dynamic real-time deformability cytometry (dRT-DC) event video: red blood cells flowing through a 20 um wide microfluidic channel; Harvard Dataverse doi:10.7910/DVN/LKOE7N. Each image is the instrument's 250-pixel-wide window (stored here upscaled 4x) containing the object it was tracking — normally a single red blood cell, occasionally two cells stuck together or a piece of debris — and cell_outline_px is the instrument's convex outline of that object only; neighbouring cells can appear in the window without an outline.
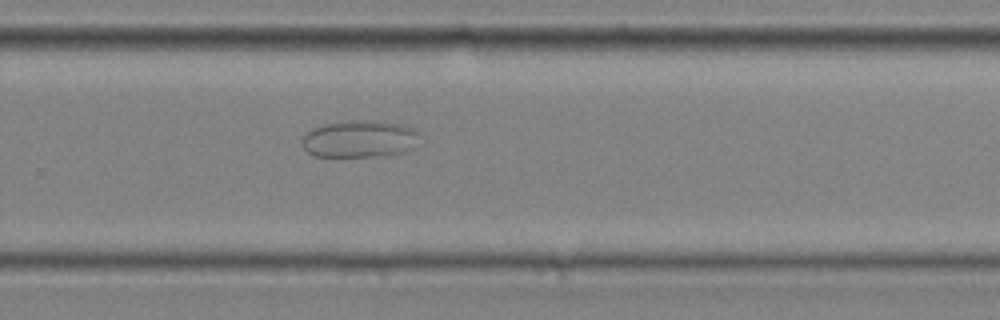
{"species": "common noctule bat (a hibernating species)", "species_latin": "Nyctalus noctula", "temperature_condition": "cold", "stored_images_in_passage": 41, "camera_frame_rate_fps": 3000, "um_per_image_px": 0.085, "animal": {"sex": "male", "body_mass_g": 20.4}, "frame": {"image": 1, "passage_image": 30, "time_ms": 9.667, "image_size_px": [1000, 320], "cell_outline_px": [[424, 132], [416, 148], [404, 152], [384, 156], [312, 156], [304, 148], [304, 136], [312, 128], [324, 124], [356, 120], [376, 120], [404, 124], [416, 128]], "centroid_in_image_um": [30.73, 11.8], "position_along_channel_um": 299.1, "area_um2": 26.07}}
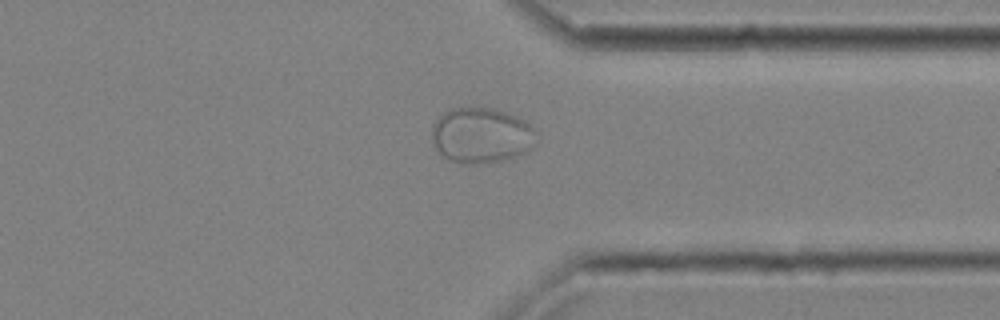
{"frame": {"image": 2, "passage_image": 35, "time_ms": 11.333, "image_size_px": [1000, 320], "cell_outline_px": [[536, 132], [532, 148], [524, 152], [500, 160], [476, 164], [460, 164], [448, 160], [436, 148], [432, 140], [432, 124], [448, 108], [492, 108], [516, 116], [532, 124]], "centroid_in_image_um": [40.88, 11.5], "position_along_channel_um": 370.5, "area_um2": 33.64}}